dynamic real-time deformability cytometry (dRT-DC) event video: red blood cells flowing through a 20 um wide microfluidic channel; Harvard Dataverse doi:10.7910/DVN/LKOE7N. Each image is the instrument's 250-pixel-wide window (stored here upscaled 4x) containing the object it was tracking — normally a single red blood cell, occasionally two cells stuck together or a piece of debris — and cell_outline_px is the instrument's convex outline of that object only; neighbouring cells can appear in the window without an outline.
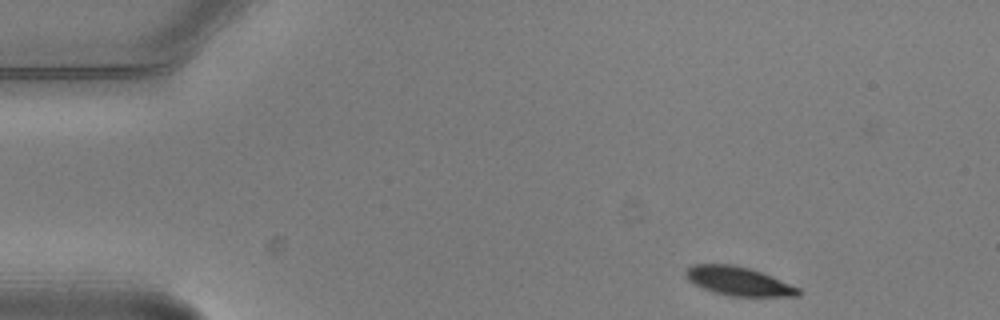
{"species": "common noctule bat (a hibernating species)", "species_latin": "Nyctalus noctula", "temperature_condition": "warm", "stored_images_in_passage": 4, "camera_frame_rate_fps": 3000, "um_per_image_px": 0.085, "animal": {"sex": "male", "body_mass_g": 20.5, "forearm_length_mm": 52.5}, "frame": {"image": 1, "passage_image": 1, "time_ms": 0.0, "image_size_px": [1000, 320], "cell_outline_px": [[800, 296], [728, 296], [704, 288], [688, 280], [684, 272], [692, 264], [732, 264], [748, 268], [760, 272], [800, 288]], "centroid_in_image_um": [62.76, 23.9], "position_along_channel_um": 22.2, "area_um2": 18.55}}
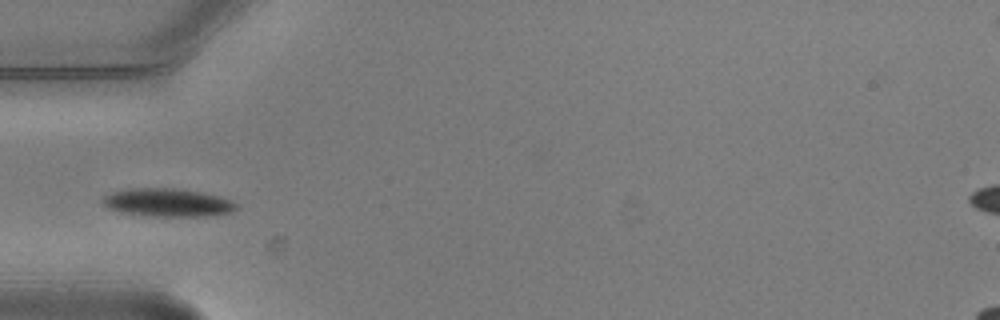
{"frame": {"image": 2, "passage_image": 4, "time_ms": 1.0, "image_size_px": [1000, 320], "cell_outline_px": [[240, 208], [232, 212], [212, 216], [148, 216], [124, 212], [108, 208], [100, 204], [100, 200], [104, 196], [112, 192], [128, 188], [176, 188], [200, 192], [220, 196], [232, 200]], "centroid_in_image_um": [14.26, 17.21], "position_along_channel_um": 70.7, "area_um2": 22.2}}